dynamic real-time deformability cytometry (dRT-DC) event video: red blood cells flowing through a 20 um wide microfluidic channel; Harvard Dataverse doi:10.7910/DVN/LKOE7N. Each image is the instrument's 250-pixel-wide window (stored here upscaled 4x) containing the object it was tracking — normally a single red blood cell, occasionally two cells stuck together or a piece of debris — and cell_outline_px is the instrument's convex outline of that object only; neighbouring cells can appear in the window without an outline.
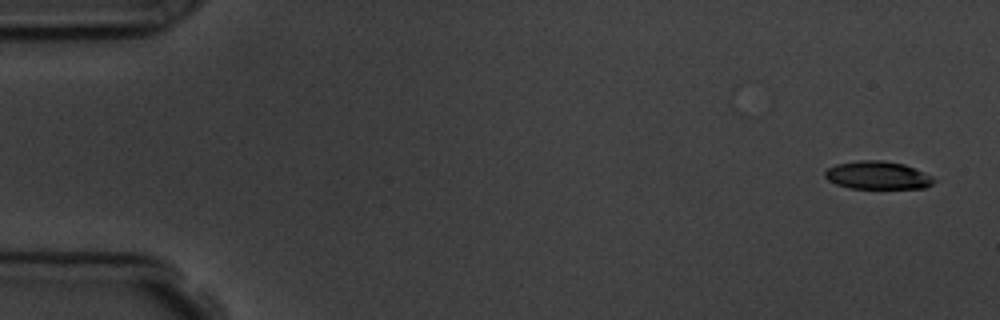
{"species": "common noctule bat (a hibernating species)", "species_latin": "Nyctalus noctula", "temperature_condition": "room temperature", "stored_images_in_passage": 5, "camera_frame_rate_fps": 3000, "um_per_image_px": 0.085, "animal": {"sex": "male", "body_mass_g": 19.5, "forearm_length_mm": 54.6}, "frame": {"image": 1, "passage_image": 1, "time_ms": 0.0, "image_size_px": [1000, 320], "cell_outline_px": [[936, 180], [932, 184], [924, 188], [848, 188], [836, 184], [828, 180], [824, 176], [824, 172], [828, 168], [836, 164], [860, 160], [880, 160], [904, 164], [924, 172], [932, 176]], "centroid_in_image_um": [74.59, 14.9], "position_along_channel_um": 10.4, "area_um2": 17.74}}
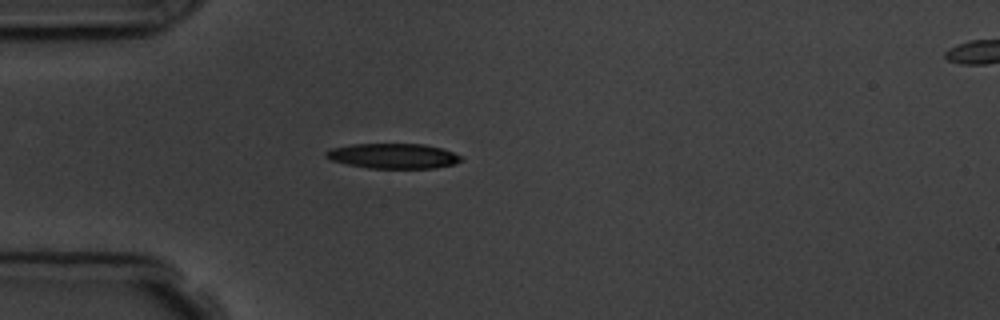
{"frame": {"image": 2, "passage_image": 4, "time_ms": 4.333, "image_size_px": [1000, 320], "cell_outline_px": [[464, 160], [456, 164], [436, 168], [368, 168], [348, 164], [332, 160], [324, 156], [324, 152], [332, 148], [352, 144], [424, 144], [444, 148], [464, 156]], "centroid_in_image_um": [33.51, 13.25], "position_along_channel_um": 51.5, "area_um2": 20.0}}